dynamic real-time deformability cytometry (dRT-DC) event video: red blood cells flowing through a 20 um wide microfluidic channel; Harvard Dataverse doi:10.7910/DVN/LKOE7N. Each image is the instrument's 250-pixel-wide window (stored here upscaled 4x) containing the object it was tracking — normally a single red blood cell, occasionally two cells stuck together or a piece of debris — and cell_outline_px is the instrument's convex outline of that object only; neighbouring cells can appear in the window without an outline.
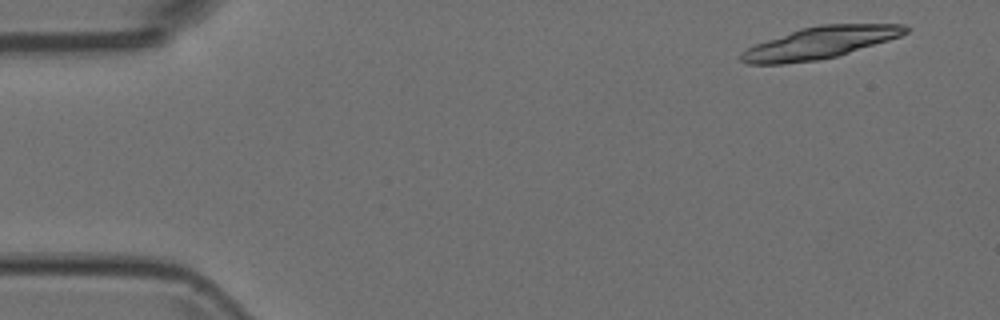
{"species": "Egyptian fruit bat (a non-hibernating species)", "species_latin": "Rousettus aegyptiacus", "temperature_condition": "room temperature", "stored_images_in_passage": 11, "camera_frame_rate_fps": 3000, "um_per_image_px": 0.085, "animal": {"sex": "female"}, "frame": {"image": 1, "passage_image": 2, "time_ms": 0.333, "image_size_px": [1000, 320], "cell_outline_px": [[912, 28], [908, 32], [900, 36], [888, 40], [836, 56], [816, 60], [784, 64], [748, 64], [740, 60], [740, 52], [756, 44], [800, 28], [820, 24], [904, 24]], "centroid_in_image_um": [69.7, 3.62], "position_along_channel_um": 15.3, "area_um2": 30.29}}
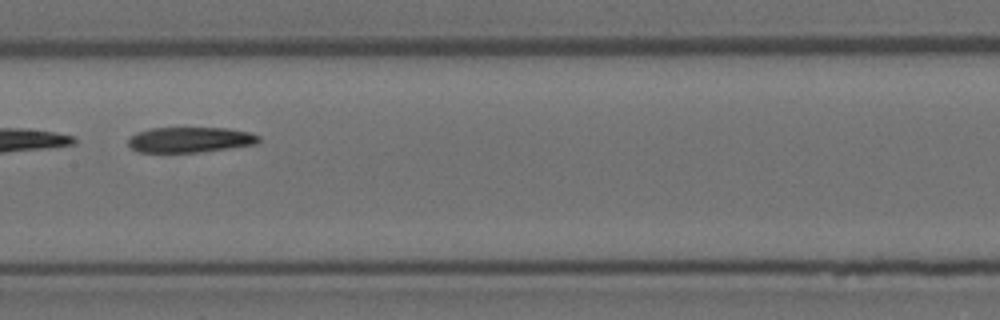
{"frame": {"image": 2, "passage_image": 8, "time_ms": 2.333, "image_size_px": [1000, 320], "cell_outline_px": [[260, 140], [256, 144], [196, 152], [140, 152], [132, 148], [128, 144], [128, 140], [136, 132], [152, 128], [228, 128], [248, 132], [260, 136]], "centroid_in_image_um": [16.14, 11.87], "position_along_channel_um": 191.3, "area_um2": 19.07}}
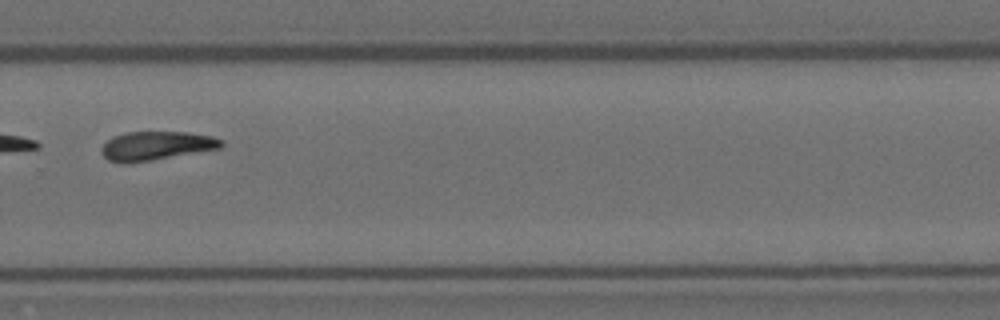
{"frame": {"image": 3, "passage_image": 11, "time_ms": 3.333, "image_size_px": [1000, 320], "cell_outline_px": [[224, 144], [220, 148], [152, 160], [128, 164], [124, 164], [108, 160], [100, 152], [100, 148], [112, 136], [124, 132], [188, 132], [212, 136], [224, 140]], "centroid_in_image_um": [13.25, 12.39], "position_along_channel_um": 316.6, "area_um2": 20.29}}